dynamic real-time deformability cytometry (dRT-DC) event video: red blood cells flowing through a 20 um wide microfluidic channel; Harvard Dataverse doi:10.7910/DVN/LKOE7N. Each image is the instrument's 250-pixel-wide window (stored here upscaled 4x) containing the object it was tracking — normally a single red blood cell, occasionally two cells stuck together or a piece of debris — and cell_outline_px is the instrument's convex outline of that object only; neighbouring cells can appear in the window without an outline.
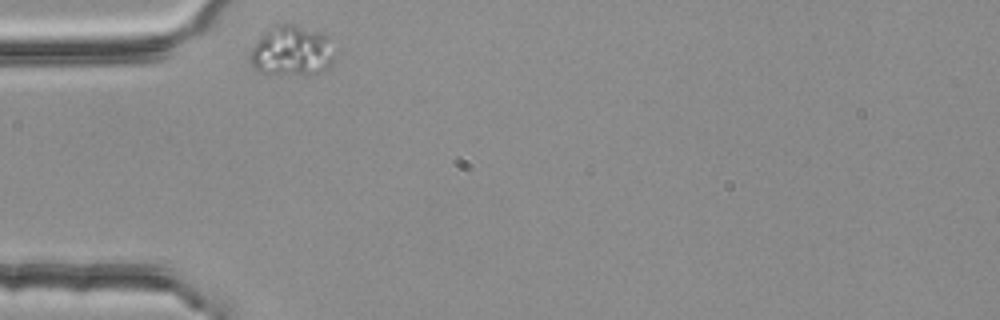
{"species": "common noctule bat (a hibernating species)", "species_latin": "Nyctalus noctula", "temperature_condition": "room temperature", "stored_images_in_passage": 34, "camera_frame_rate_fps": 3000, "um_per_image_px": 0.085, "animal": {"sex": "female", "body_mass_g": 25.1}, "frame": {"image": 1, "passage_image": 1, "time_ms": 0.0, "image_size_px": [1000, 320], "cell_outline_px": [[336, 52], [332, 64], [328, 68], [320, 72], [260, 72], [252, 68], [248, 60], [248, 56], [252, 48], [268, 24], [296, 24], [320, 32], [328, 36]], "centroid_in_image_um": [24.78, 4.26], "position_along_channel_um": 60.2, "area_um2": 24.85}}
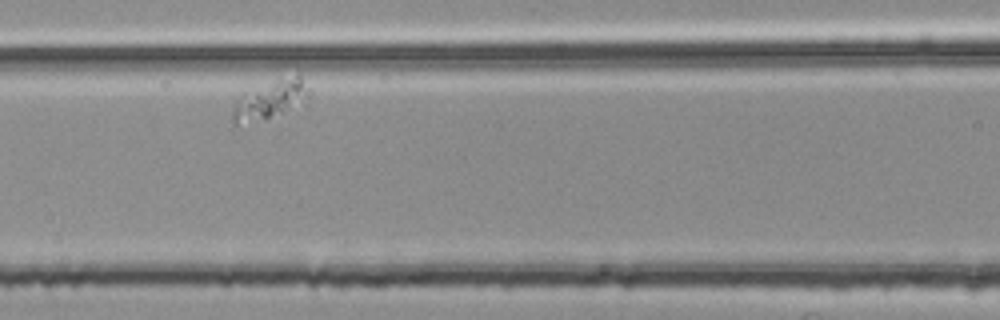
{"frame": {"image": 2, "passage_image": 10, "time_ms": 3.0, "image_size_px": [1000, 320], "cell_outline_px": [[300, 88], [284, 112], [264, 120], [236, 124], [232, 124], [232, 104], [244, 92], [276, 80], [296, 76], [300, 76]], "centroid_in_image_um": [22.54, 8.56], "position_along_channel_um": 144.1, "area_um2": 14.74}}
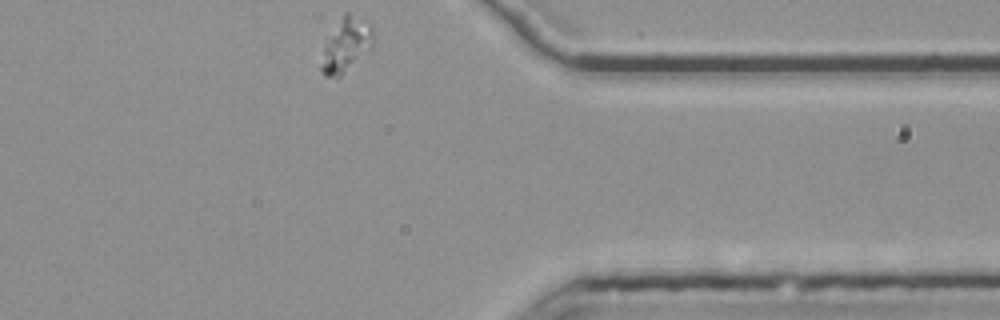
{"frame": {"image": 3, "passage_image": 34, "time_ms": 11.0, "image_size_px": [1000, 320], "cell_outline_px": [[372, 44], [340, 76], [324, 76], [320, 68], [324, 48], [344, 12], [348, 12], [372, 24]], "centroid_in_image_um": [29.41, 3.8], "position_along_channel_um": 382.0, "area_um2": 15.26}}